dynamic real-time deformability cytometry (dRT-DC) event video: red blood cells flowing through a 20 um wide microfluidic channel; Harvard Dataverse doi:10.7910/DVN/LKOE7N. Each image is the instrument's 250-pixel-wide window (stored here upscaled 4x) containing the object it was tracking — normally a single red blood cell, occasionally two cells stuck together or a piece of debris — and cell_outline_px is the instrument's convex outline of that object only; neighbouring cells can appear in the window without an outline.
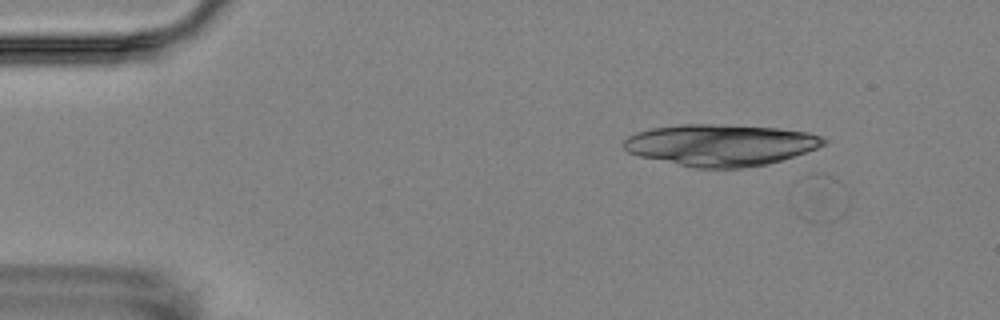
{"species": "Egyptian fruit bat (a non-hibernating species)", "species_latin": "Rousettus aegyptiacus", "temperature_condition": "room temperature", "stored_images_in_passage": 4, "camera_frame_rate_fps": 3000, "um_per_image_px": 0.085, "animal": {"sex": "female"}, "frame": {"image": 1, "passage_image": 1, "time_ms": 0.0, "image_size_px": [1000, 320], "cell_outline_px": [[848, 208], [836, 220], [812, 224], [804, 220], [788, 204], [788, 192], [792, 184], [796, 180], [812, 172], [824, 172], [836, 176], [844, 184], [848, 192]], "centroid_in_image_um": [69.58, 16.79], "position_along_channel_um": 15.4, "area_um2": 17.51}}
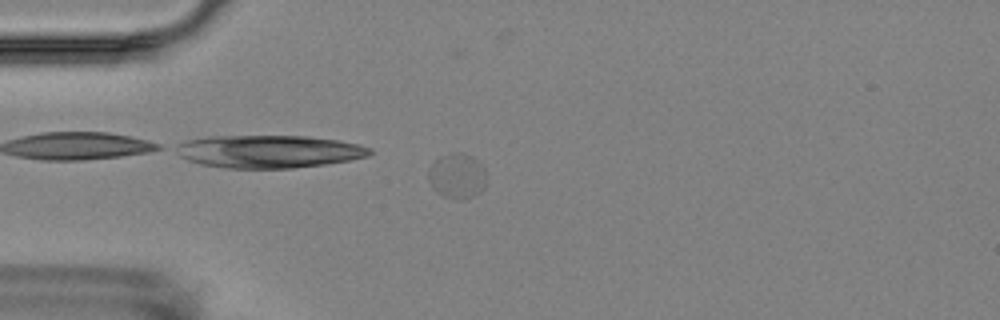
{"frame": {"image": 2, "passage_image": 4, "time_ms": 3.333, "image_size_px": [1000, 320], "cell_outline_px": [[488, 180], [484, 188], [480, 192], [472, 196], [460, 200], [444, 196], [436, 192], [432, 188], [428, 176], [428, 168], [440, 156], [452, 152], [464, 152], [472, 156], [484, 168], [488, 176]], "centroid_in_image_um": [38.88, 14.94], "position_along_channel_um": 46.1, "area_um2": 15.55}}